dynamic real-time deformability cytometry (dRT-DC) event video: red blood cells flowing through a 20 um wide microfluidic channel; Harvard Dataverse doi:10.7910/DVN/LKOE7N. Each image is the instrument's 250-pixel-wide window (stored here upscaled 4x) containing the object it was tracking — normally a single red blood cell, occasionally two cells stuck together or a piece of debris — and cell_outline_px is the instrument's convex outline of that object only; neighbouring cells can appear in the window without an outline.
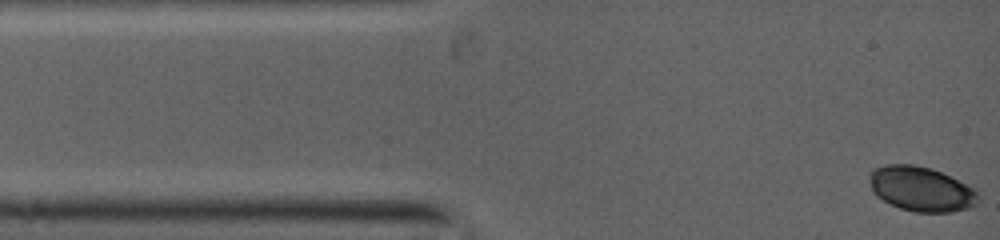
{"species": "common noctule bat (a hibernating species)", "species_latin": "Nyctalus noctula", "temperature_condition": "warm", "stored_images_in_passage": 11, "camera_frame_rate_fps": 5000, "um_per_image_px": 0.085, "animal": {"sex": "female", "body_mass_g": 19.0, "forearm_length_mm": 53.3}, "frame": {"image": 1, "passage_image": 1, "time_ms": 0.0, "image_size_px": [1000, 240], "cell_outline_px": [[976, 204], [968, 208], [952, 212], [912, 212], [900, 208], [876, 196], [872, 192], [872, 172], [876, 168], [888, 164], [912, 164], [928, 168], [940, 172], [972, 188], [976, 192]], "centroid_in_image_um": [78.28, 16.08], "position_along_channel_um": 6.7, "area_um2": 27.51}}